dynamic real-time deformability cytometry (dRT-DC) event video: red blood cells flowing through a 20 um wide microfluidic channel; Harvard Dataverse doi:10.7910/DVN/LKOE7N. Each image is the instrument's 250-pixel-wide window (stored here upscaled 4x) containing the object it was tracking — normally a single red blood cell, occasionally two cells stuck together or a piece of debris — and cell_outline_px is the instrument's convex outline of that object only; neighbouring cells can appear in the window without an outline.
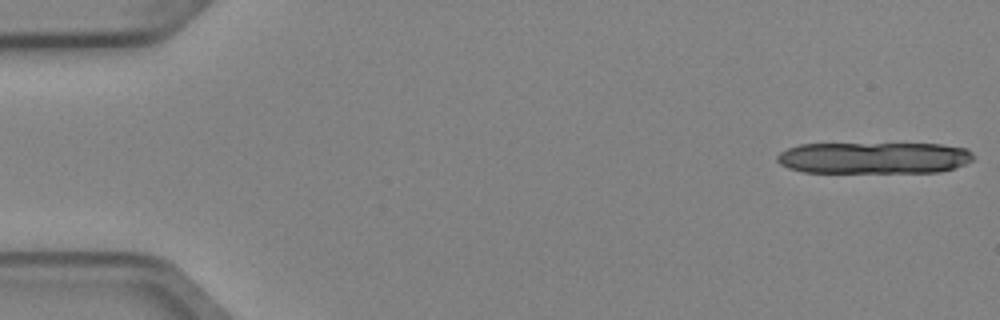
{"species": "Egyptian fruit bat (a non-hibernating species)", "species_latin": "Rousettus aegyptiacus", "temperature_condition": "cold", "stored_images_in_passage": 5, "camera_frame_rate_fps": 3000, "um_per_image_px": 0.085, "animal": {"sex": "female"}, "frame": {"image": 1, "passage_image": 1, "time_ms": 0.0, "image_size_px": [1000, 320], "cell_outline_px": [[976, 156], [972, 160], [956, 168], [940, 172], [804, 172], [788, 168], [780, 164], [776, 160], [776, 156], [780, 152], [788, 148], [800, 144], [940, 144], [968, 148]], "centroid_in_image_um": [74.31, 13.42], "position_along_channel_um": 10.7, "area_um2": 36.36}}
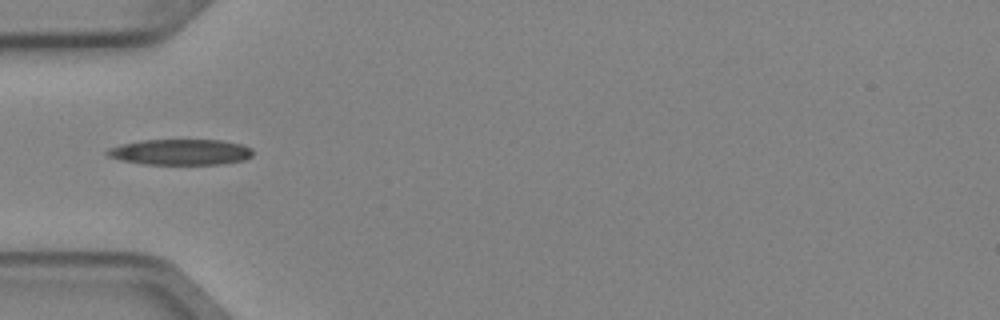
{"frame": {"image": 2, "passage_image": 5, "time_ms": 1.333, "image_size_px": [1000, 320], "cell_outline_px": [[252, 156], [244, 160], [220, 164], [144, 164], [120, 160], [108, 156], [104, 152], [108, 148], [120, 144], [140, 140], [220, 140], [240, 144], [252, 148]], "centroid_in_image_um": [15.3, 12.92], "position_along_channel_um": 69.7, "area_um2": 21.91}}